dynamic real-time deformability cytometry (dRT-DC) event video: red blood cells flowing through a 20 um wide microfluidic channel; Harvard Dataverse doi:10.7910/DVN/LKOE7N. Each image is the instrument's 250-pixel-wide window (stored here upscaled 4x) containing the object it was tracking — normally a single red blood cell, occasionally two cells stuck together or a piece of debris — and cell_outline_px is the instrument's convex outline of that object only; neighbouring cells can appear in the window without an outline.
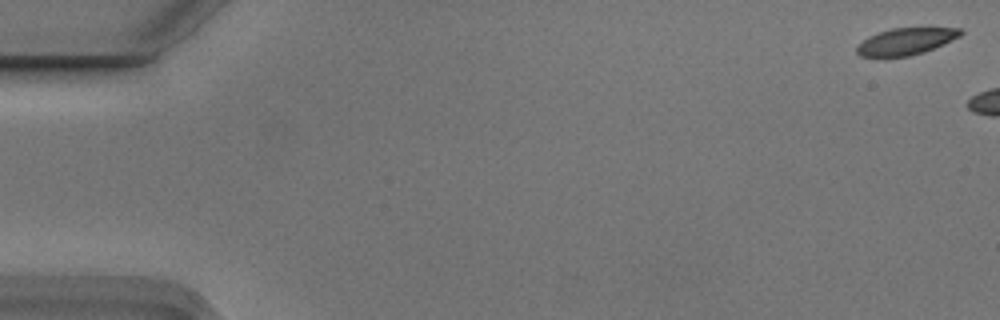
{"species": "Egyptian fruit bat (a non-hibernating species)", "species_latin": "Rousettus aegyptiacus", "temperature_condition": "cold", "stored_images_in_passage": 5, "camera_frame_rate_fps": 3000, "um_per_image_px": 0.085, "animal": {"sex": "male"}, "frame": {"image": 1, "passage_image": 1, "time_ms": 0.0, "image_size_px": [1000, 320], "cell_outline_px": [[964, 32], [960, 36], [924, 52], [908, 56], [860, 56], [856, 52], [856, 48], [868, 36], [892, 28], [960, 28]], "centroid_in_image_um": [77.0, 3.51], "position_along_channel_um": 8.0, "area_um2": 15.84}}